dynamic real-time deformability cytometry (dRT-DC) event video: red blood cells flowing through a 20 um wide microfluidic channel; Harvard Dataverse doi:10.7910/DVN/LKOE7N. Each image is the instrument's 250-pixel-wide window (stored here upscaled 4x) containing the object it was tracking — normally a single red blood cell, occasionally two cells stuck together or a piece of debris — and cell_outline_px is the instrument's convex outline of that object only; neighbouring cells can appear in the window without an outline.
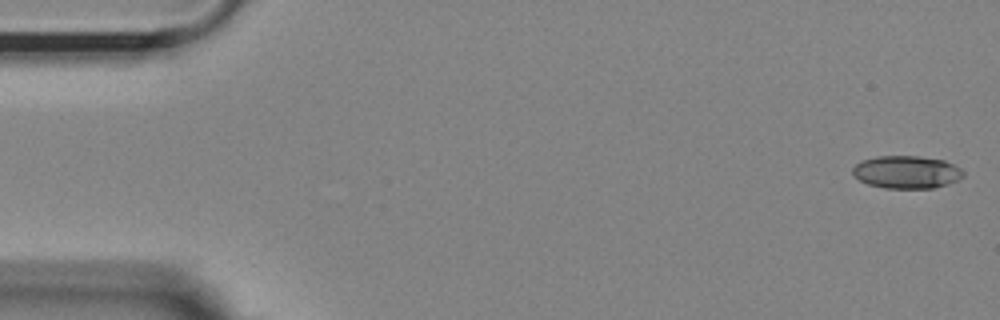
{"species": "Egyptian fruit bat (a non-hibernating species)", "species_latin": "Rousettus aegyptiacus", "temperature_condition": "room temperature", "stored_images_in_passage": 53, "camera_frame_rate_fps": 3000, "um_per_image_px": 0.085, "animal": {"sex": "female"}, "frame": {"image": 1, "passage_image": 1, "time_ms": 0.0, "image_size_px": [1000, 320], "cell_outline_px": [[964, 176], [960, 180], [948, 184], [932, 188], [884, 188], [868, 184], [860, 180], [852, 172], [852, 168], [860, 160], [876, 156], [920, 156], [944, 160], [960, 168], [964, 172]], "centroid_in_image_um": [77.07, 14.62], "position_along_channel_um": 7.9, "area_um2": 21.21}}
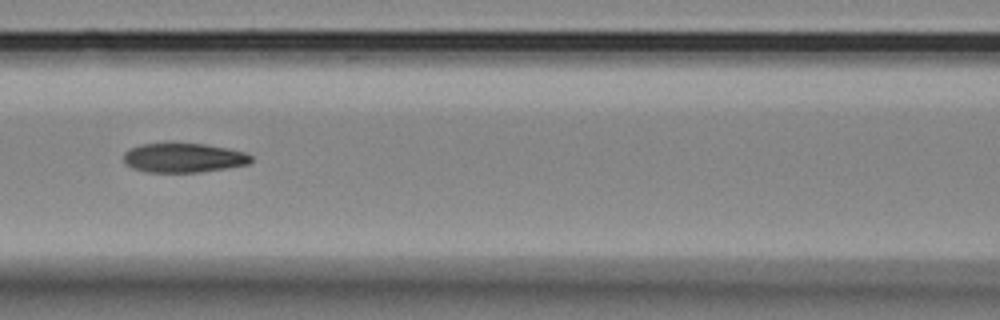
{"frame": {"image": 2, "passage_image": 23, "time_ms": 7.333, "image_size_px": [1000, 320], "cell_outline_px": [[252, 160], [248, 164], [228, 168], [200, 172], [144, 172], [132, 168], [124, 164], [124, 152], [140, 144], [168, 140], [172, 140], [208, 144], [228, 148], [244, 152], [252, 156]], "centroid_in_image_um": [15.56, 13.36], "position_along_channel_um": 151.0, "area_um2": 22.83}}
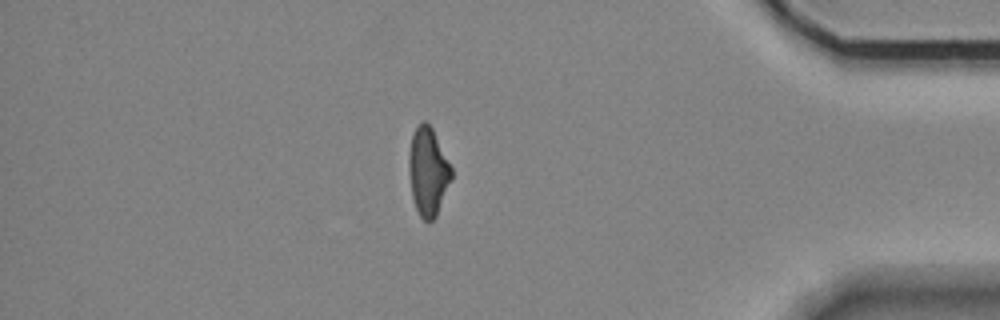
{"frame": {"image": 3, "passage_image": 46, "time_ms": 15.0, "image_size_px": [1000, 320], "cell_outline_px": [[452, 180], [436, 216], [432, 220], [424, 220], [420, 216], [416, 208], [412, 196], [408, 168], [408, 160], [412, 132], [424, 120], [432, 128], [452, 168]], "centroid_in_image_um": [36.38, 14.58], "position_along_channel_um": 398.8, "area_um2": 21.73}, "authors_computed_cell_mechanics": {"area_um2": 22.1374, "velocity_mm_per_s": 3.6984, "shape_relaxation_time_tau1_ms": 8.601, "shape_relaxation_time_tau2_ms": 4.4573, "deformation_change_tau1": 0.2302, "deformation_change_tau2": 0.1008}}